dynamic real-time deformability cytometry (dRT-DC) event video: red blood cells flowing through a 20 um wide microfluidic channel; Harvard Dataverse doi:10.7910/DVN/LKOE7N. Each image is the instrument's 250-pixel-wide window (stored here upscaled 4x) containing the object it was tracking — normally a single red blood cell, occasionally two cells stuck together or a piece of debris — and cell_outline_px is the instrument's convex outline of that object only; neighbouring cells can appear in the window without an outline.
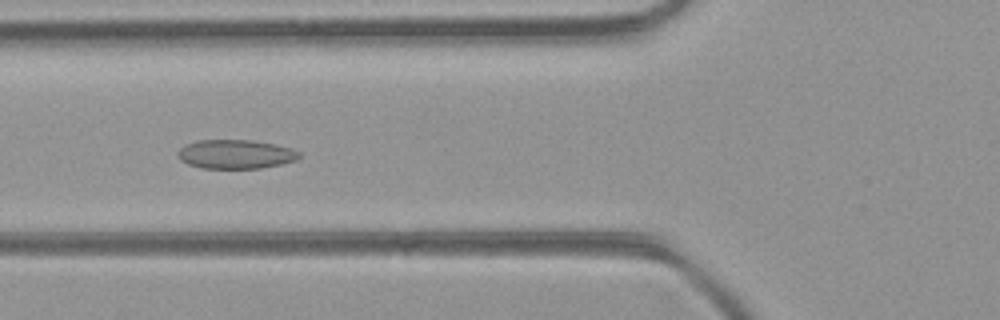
{"species": "common noctule bat (a hibernating species)", "species_latin": "Nyctalus noctula", "temperature_condition": "room temperature", "stored_images_in_passage": 30, "camera_frame_rate_fps": 3000, "um_per_image_px": 0.085, "animal": {"sex": "female", "body_mass_g": 21.9}, "frame": {"image": 1, "passage_image": 9, "time_ms": 2.667, "image_size_px": [1000, 320], "cell_outline_px": [[300, 156], [296, 160], [280, 164], [260, 168], [200, 168], [188, 164], [180, 160], [176, 152], [180, 148], [196, 140], [252, 140], [276, 144], [292, 148], [300, 152]], "centroid_in_image_um": [20.02, 13.1], "position_along_channel_um": 105.8, "area_um2": 20.58}}
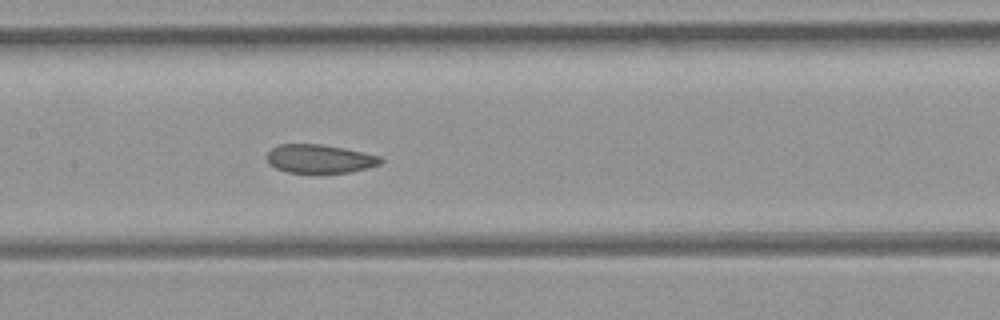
{"frame": {"image": 2, "passage_image": 14, "time_ms": 4.333, "image_size_px": [1000, 320], "cell_outline_px": [[384, 160], [380, 164], [348, 172], [312, 176], [288, 172], [276, 168], [268, 164], [268, 152], [272, 148], [280, 144], [320, 144], [344, 148], [380, 156]], "centroid_in_image_um": [27.14, 13.54], "position_along_channel_um": 180.3, "area_um2": 19.48}}
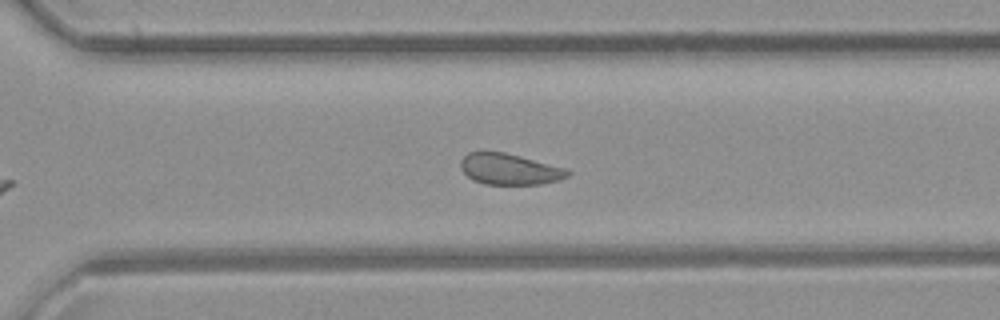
{"frame": {"image": 3, "passage_image": 24, "time_ms": 7.667, "image_size_px": [1000, 320], "cell_outline_px": [[572, 172], [568, 176], [560, 180], [540, 184], [484, 184], [472, 180], [460, 168], [460, 160], [468, 152], [504, 152], [568, 168]], "centroid_in_image_um": [43.33, 14.38], "position_along_channel_um": 327.3, "area_um2": 19.48}, "authors_computed_cell_mechanics": {"area_um2": 20.3167, "velocity_mm_per_s": 4.4361, "shape_relaxation_time_tau1_ms": null, "shape_relaxation_time_tau2_ms": 2.1974, "deformation_change_tau1": null, "deformation_change_tau2": 0.0883}}